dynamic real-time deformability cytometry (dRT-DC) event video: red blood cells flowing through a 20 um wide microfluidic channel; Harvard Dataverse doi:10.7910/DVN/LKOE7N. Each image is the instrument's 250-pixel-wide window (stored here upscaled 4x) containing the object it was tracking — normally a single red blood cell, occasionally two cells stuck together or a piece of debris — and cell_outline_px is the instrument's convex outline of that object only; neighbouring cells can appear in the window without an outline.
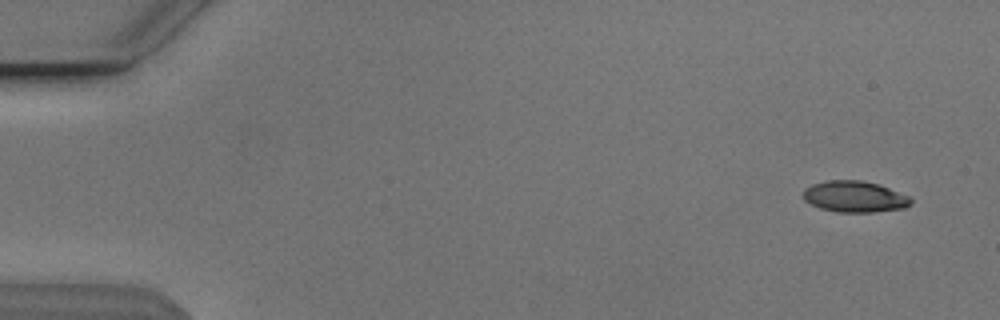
{"species": "Egyptian fruit bat (a non-hibernating species)", "species_latin": "Rousettus aegyptiacus", "temperature_condition": "cold", "stored_images_in_passage": 49, "camera_frame_rate_fps": 3000, "um_per_image_px": 0.085, "animal": {"sex": "male"}, "frame": {"image": 1, "passage_image": 1, "time_ms": 0.0, "image_size_px": [1000, 320], "cell_outline_px": [[912, 204], [904, 208], [872, 212], [840, 212], [820, 208], [804, 200], [800, 196], [804, 188], [812, 184], [824, 180], [860, 180], [876, 184], [888, 188], [908, 196], [912, 200]], "centroid_in_image_um": [72.58, 16.71], "position_along_channel_um": 12.4, "area_um2": 19.59}}
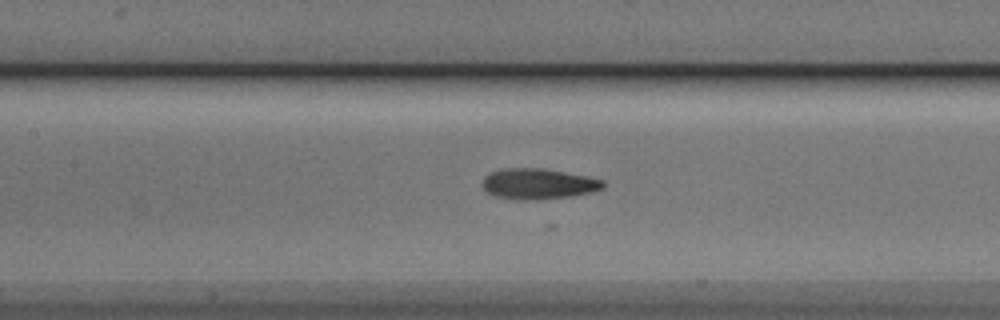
{"frame": {"image": 2, "passage_image": 23, "time_ms": 7.333, "image_size_px": [1000, 320], "cell_outline_px": [[604, 188], [592, 192], [568, 196], [524, 200], [516, 200], [496, 196], [488, 192], [484, 188], [484, 176], [492, 172], [504, 168], [544, 168], [604, 180]], "centroid_in_image_um": [45.75, 15.62], "position_along_channel_um": 161.6, "area_um2": 21.15}}
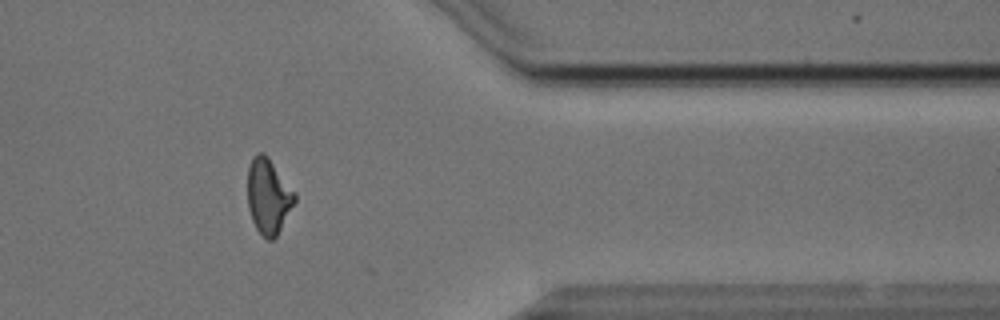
{"frame": {"image": 3, "passage_image": 42, "time_ms": 13.667, "image_size_px": [1000, 320], "cell_outline_px": [[296, 200], [276, 236], [272, 240], [268, 240], [256, 228], [252, 220], [248, 208], [248, 164], [252, 156], [256, 152], [264, 152], [268, 156], [296, 192]], "centroid_in_image_um": [22.8, 16.62], "position_along_channel_um": 388.6, "area_um2": 20.75}}